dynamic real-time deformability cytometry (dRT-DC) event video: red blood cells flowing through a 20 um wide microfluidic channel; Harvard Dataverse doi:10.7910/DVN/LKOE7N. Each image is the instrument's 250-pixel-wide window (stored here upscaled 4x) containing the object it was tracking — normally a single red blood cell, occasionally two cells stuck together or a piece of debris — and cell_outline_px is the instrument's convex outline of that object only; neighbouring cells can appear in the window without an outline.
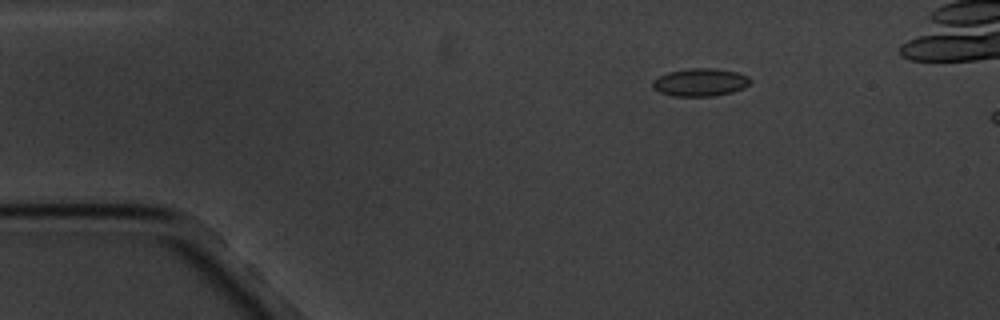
{"species": "common noctule bat (a hibernating species)", "species_latin": "Nyctalus noctula", "temperature_condition": "cold", "stored_images_in_passage": 5, "camera_frame_rate_fps": 3000, "um_per_image_px": 0.085, "animal": {"sex": "male", "body_mass_g": 20.1, "forearm_length_mm": 53.5}, "frame": {"image": 1, "passage_image": 3, "time_ms": 3.0, "image_size_px": [1000, 320], "cell_outline_px": [[752, 80], [744, 88], [732, 92], [712, 96], [672, 96], [660, 92], [652, 88], [652, 80], [668, 72], [688, 68], [716, 68], [736, 72], [748, 76]], "centroid_in_image_um": [59.51, 6.99], "position_along_channel_um": 25.5, "area_um2": 15.9}}